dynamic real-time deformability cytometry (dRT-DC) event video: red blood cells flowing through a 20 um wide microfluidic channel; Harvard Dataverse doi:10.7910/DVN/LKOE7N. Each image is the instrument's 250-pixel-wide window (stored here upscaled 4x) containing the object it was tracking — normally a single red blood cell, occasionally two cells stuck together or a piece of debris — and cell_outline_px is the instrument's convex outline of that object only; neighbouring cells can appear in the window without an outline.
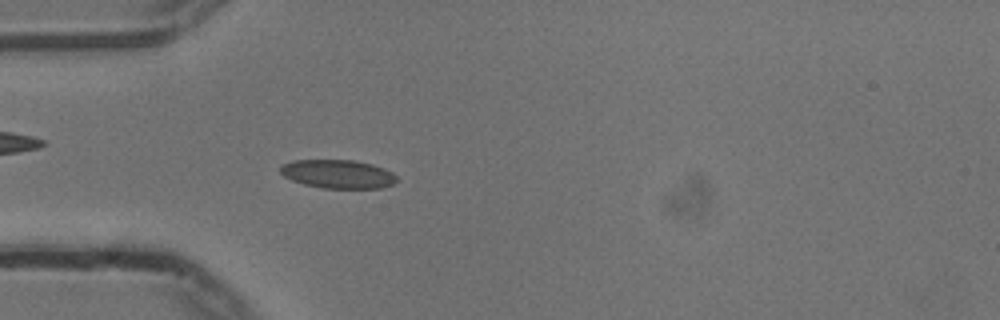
{"species": "common noctule bat (a hibernating species)", "species_latin": "Nyctalus noctula", "temperature_condition": "cold", "stored_images_in_passage": 54, "camera_frame_rate_fps": 3000, "um_per_image_px": 0.085, "animal": {"sex": "male", "body_mass_g": 13.3}, "frame": {"image": 1, "passage_image": 15, "time_ms": 4.667, "image_size_px": [1000, 320], "cell_outline_px": [[396, 180], [392, 184], [380, 188], [324, 188], [304, 184], [292, 180], [284, 176], [280, 172], [280, 164], [292, 160], [352, 160], [372, 164], [384, 168], [392, 172], [396, 176]], "centroid_in_image_um": [28.69, 14.78], "position_along_channel_um": 56.3, "area_um2": 19.36}}
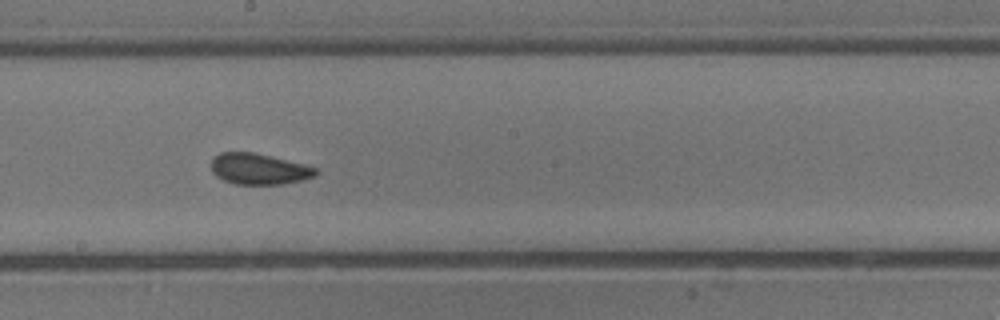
{"frame": {"image": 2, "passage_image": 29, "time_ms": 9.333, "image_size_px": [1000, 320], "cell_outline_px": [[320, 172], [316, 176], [284, 184], [236, 184], [224, 180], [216, 176], [212, 172], [212, 156], [220, 152], [252, 152], [272, 156], [304, 164], [316, 168]], "centroid_in_image_um": [22.01, 14.35], "position_along_channel_um": 226.2, "area_um2": 18.96}}
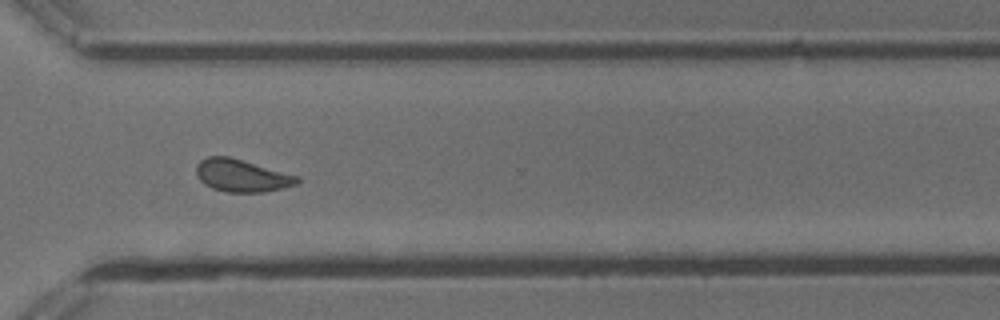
{"frame": {"image": 3, "passage_image": 39, "time_ms": 12.667, "image_size_px": [1000, 320], "cell_outline_px": [[300, 180], [296, 184], [284, 188], [264, 192], [224, 192], [212, 188], [204, 184], [196, 176], [196, 164], [200, 160], [208, 156], [228, 156], [300, 176]], "centroid_in_image_um": [20.53, 14.93], "position_along_channel_um": 350.1, "area_um2": 19.25}, "authors_computed_cell_mechanics": {"area_um2": 19.0451, "velocity_mm_per_s": 3.7243, "shape_relaxation_time_tau1_ms": null, "shape_relaxation_time_tau2_ms": 2.6937, "deformation_change_tau1": null, "deformation_change_tau2": 0.0739}}